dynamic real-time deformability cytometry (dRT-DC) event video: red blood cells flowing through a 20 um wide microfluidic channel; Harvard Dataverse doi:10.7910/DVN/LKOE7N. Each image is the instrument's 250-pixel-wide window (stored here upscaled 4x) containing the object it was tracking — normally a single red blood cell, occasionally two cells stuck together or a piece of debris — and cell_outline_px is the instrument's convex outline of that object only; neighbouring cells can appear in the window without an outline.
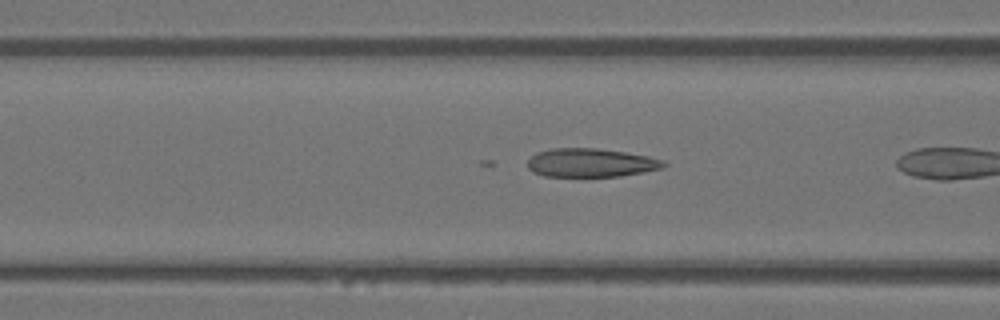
{"species": "Egyptian fruit bat (a non-hibernating species)", "species_latin": "Rousettus aegyptiacus", "temperature_condition": "warm", "stored_images_in_passage": 5, "camera_frame_rate_fps": 3000, "um_per_image_px": 0.085, "animal": {"sex": "female"}, "frame": {"image": 1, "passage_image": 4, "time_ms": 1.0, "image_size_px": [1000, 320], "cell_outline_px": [[668, 164], [664, 168], [644, 172], [620, 176], [544, 176], [532, 172], [528, 168], [528, 160], [536, 152], [552, 148], [596, 148], [624, 152], [648, 156], [664, 160]], "centroid_in_image_um": [50.24, 13.83], "position_along_channel_um": 116.4, "area_um2": 22.77}}